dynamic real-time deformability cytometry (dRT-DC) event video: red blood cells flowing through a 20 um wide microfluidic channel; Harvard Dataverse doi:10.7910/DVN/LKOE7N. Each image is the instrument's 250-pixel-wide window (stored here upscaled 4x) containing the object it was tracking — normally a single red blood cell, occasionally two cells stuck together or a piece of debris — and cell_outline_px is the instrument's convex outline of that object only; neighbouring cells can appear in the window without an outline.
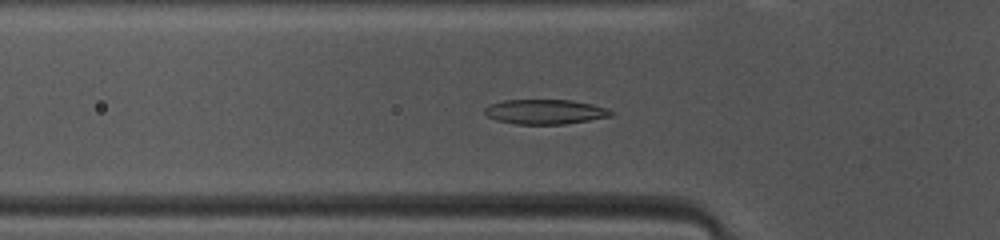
{"species": "common noctule bat (a hibernating species)", "species_latin": "Nyctalus noctula", "temperature_condition": "warm", "stored_images_in_passage": 40, "camera_frame_rate_fps": 3000, "um_per_image_px": 0.085, "animal": {"sex": "female", "body_mass_g": 10.0, "forearm_length_mm": 53.1}, "frame": {"image": 1, "passage_image": 7, "time_ms": 2.0, "image_size_px": [1000, 240], "cell_outline_px": [[612, 116], [564, 124], [516, 124], [496, 120], [488, 116], [484, 112], [484, 108], [492, 104], [504, 100], [572, 100], [592, 104], [608, 108], [612, 112]], "centroid_in_image_um": [46.34, 9.5], "position_along_channel_um": 79.5, "area_um2": 18.09}}
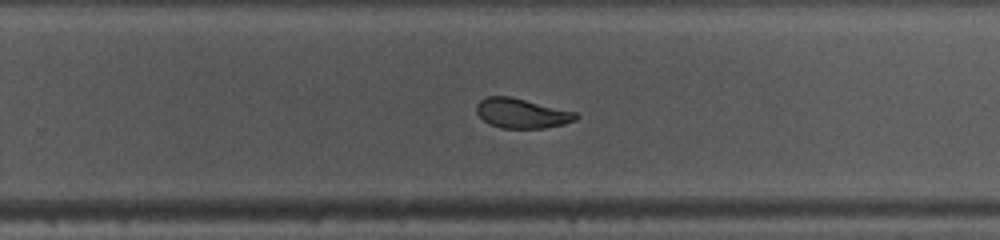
{"frame": {"image": 2, "passage_image": 22, "time_ms": 7.0, "image_size_px": [1000, 240], "cell_outline_px": [[580, 116], [576, 120], [564, 124], [544, 128], [500, 128], [488, 124], [476, 112], [476, 104], [480, 100], [488, 96], [508, 96], [576, 112]], "centroid_in_image_um": [44.34, 9.64], "position_along_channel_um": 285.5, "area_um2": 17.17}}
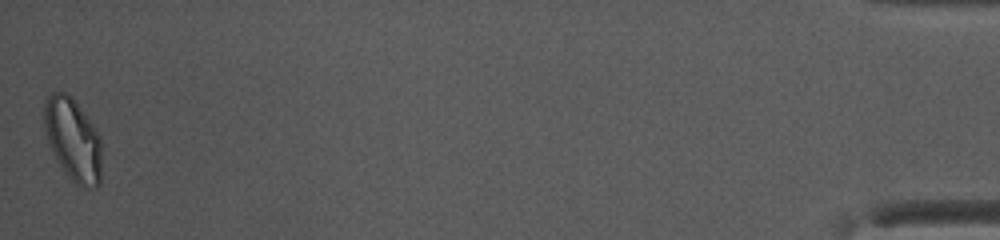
{"frame": {"image": 3, "passage_image": 40, "time_ms": 13.0, "image_size_px": [1000, 240], "cell_outline_px": [[100, 184], [96, 188], [84, 188], [76, 184], [68, 176], [60, 164], [44, 132], [44, 104], [48, 96], [52, 92], [64, 92], [72, 96], [92, 124], [100, 136]], "centroid_in_image_um": [6.2, 11.85], "position_along_channel_um": 429.0, "area_um2": 27.34}, "authors_computed_cell_mechanics": {"area_um2": 18.5538, "velocity_mm_per_s": 4.0988, "shape_relaxation_time_tau1_ms": 3.0333, "shape_relaxation_time_tau2_ms": 1.6455, "deformation_change_tau1": 0.1393, "deformation_change_tau2": 0.068}}